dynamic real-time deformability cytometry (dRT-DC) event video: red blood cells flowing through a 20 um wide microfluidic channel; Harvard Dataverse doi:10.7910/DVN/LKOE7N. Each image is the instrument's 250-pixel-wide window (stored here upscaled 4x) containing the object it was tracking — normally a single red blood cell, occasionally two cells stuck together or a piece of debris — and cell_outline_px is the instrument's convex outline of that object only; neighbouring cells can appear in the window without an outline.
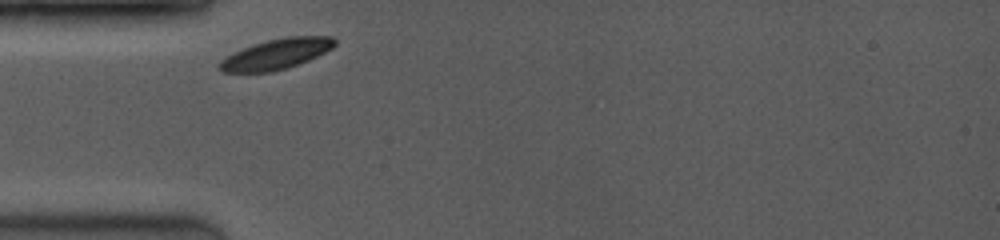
{"species": "common noctule bat (a hibernating species)", "species_latin": "Nyctalus noctula", "temperature_condition": "room temperature", "stored_images_in_passage": 19, "camera_frame_rate_fps": 3500, "um_per_image_px": 0.085, "animal": {"sex": "female", "body_mass_g": 19.0, "forearm_length_mm": 53.3}, "frame": {"image": 1, "passage_image": 1, "time_ms": 0.0, "image_size_px": [1000, 240], "cell_outline_px": [[336, 44], [332, 48], [308, 60], [284, 68], [268, 72], [224, 72], [216, 68], [216, 64], [220, 60], [252, 44], [268, 40], [288, 36], [332, 36], [336, 40]], "centroid_in_image_um": [23.46, 4.59], "position_along_channel_um": 61.5, "area_um2": 20.11}}
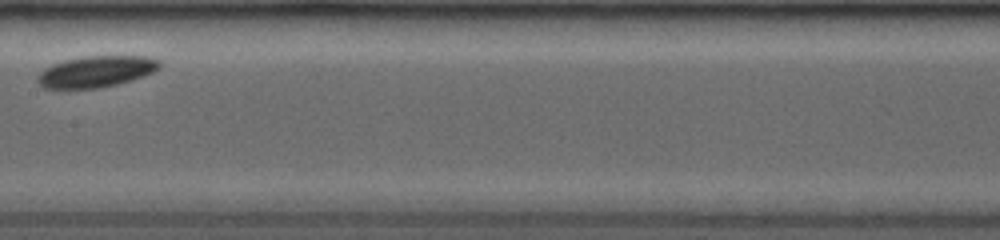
{"frame": {"image": 2, "passage_image": 8, "time_ms": 3.714, "image_size_px": [1000, 240], "cell_outline_px": [[160, 68], [144, 76], [132, 80], [100, 88], [44, 88], [36, 80], [36, 76], [44, 68], [52, 64], [64, 60], [84, 56], [148, 56], [160, 60]], "centroid_in_image_um": [8.17, 6.07], "position_along_channel_um": 199.2, "area_um2": 22.31}}
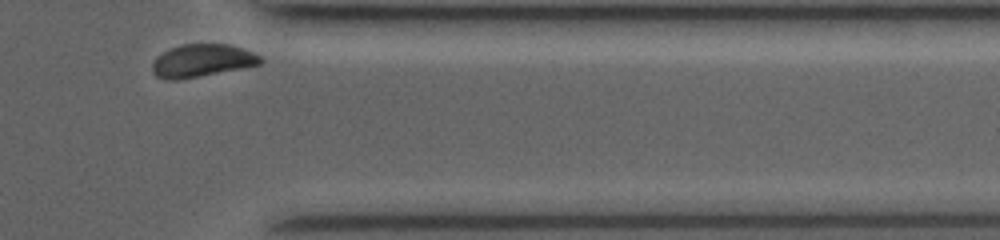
{"frame": {"image": 3, "passage_image": 19, "time_ms": 8.857, "image_size_px": [1000, 240], "cell_outline_px": [[264, 60], [260, 64], [196, 76], [172, 80], [164, 80], [156, 76], [152, 72], [152, 64], [156, 56], [172, 48], [184, 44], [228, 44], [252, 52], [260, 56]], "centroid_in_image_um": [17.13, 5.14], "position_along_channel_um": 394.3, "area_um2": 20.11}}